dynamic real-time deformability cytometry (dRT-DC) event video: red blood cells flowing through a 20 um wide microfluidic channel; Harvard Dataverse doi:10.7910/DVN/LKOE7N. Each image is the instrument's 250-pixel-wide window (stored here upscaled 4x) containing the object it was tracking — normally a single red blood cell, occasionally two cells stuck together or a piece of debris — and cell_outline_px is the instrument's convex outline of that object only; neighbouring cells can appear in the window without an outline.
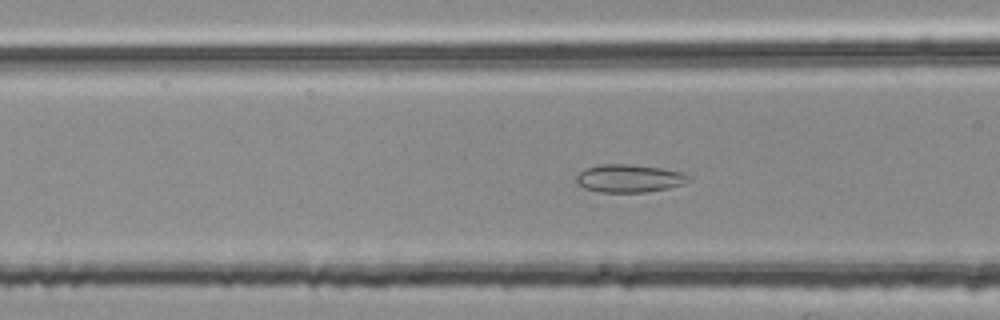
{"species": "common noctule bat (a hibernating species)", "species_latin": "Nyctalus noctula", "temperature_condition": "room temperature", "stored_images_in_passage": 36, "camera_frame_rate_fps": 3000, "um_per_image_px": 0.085, "animal": {"sex": "female", "body_mass_g": 25.1}, "frame": {"image": 1, "passage_image": 4, "time_ms": 1.0, "image_size_px": [1000, 320], "cell_outline_px": [[692, 180], [684, 184], [668, 188], [644, 192], [600, 192], [584, 188], [576, 184], [576, 176], [584, 168], [600, 164], [628, 164], [660, 168], [684, 172], [692, 176]], "centroid_in_image_um": [53.5, 15.16], "position_along_channel_um": 113.1, "area_um2": 18.5}}
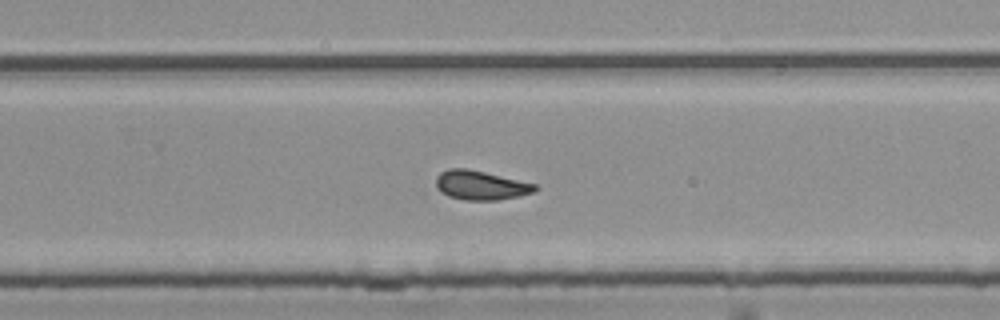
{"frame": {"image": 2, "passage_image": 18, "time_ms": 5.667, "image_size_px": [1000, 320], "cell_outline_px": [[540, 188], [536, 192], [520, 196], [496, 200], [464, 200], [448, 196], [440, 192], [436, 188], [436, 176], [440, 172], [448, 168], [468, 168], [536, 184]], "centroid_in_image_um": [40.86, 15.75], "position_along_channel_um": 288.9, "area_um2": 17.11}}
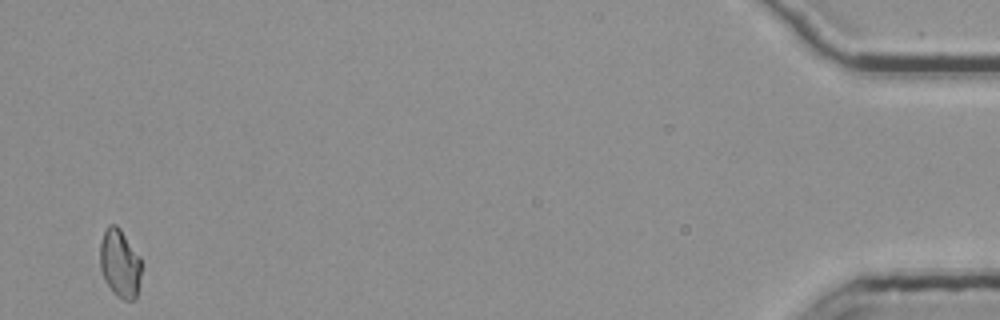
{"frame": {"image": 3, "passage_image": 36, "time_ms": 11.667, "image_size_px": [1000, 320], "cell_outline_px": [[140, 276], [136, 300], [124, 300], [116, 296], [112, 292], [104, 280], [100, 268], [100, 240], [108, 224], [116, 224], [120, 228], [140, 256]], "centroid_in_image_um": [10.17, 22.39], "position_along_channel_um": 425.0, "area_um2": 16.65}}